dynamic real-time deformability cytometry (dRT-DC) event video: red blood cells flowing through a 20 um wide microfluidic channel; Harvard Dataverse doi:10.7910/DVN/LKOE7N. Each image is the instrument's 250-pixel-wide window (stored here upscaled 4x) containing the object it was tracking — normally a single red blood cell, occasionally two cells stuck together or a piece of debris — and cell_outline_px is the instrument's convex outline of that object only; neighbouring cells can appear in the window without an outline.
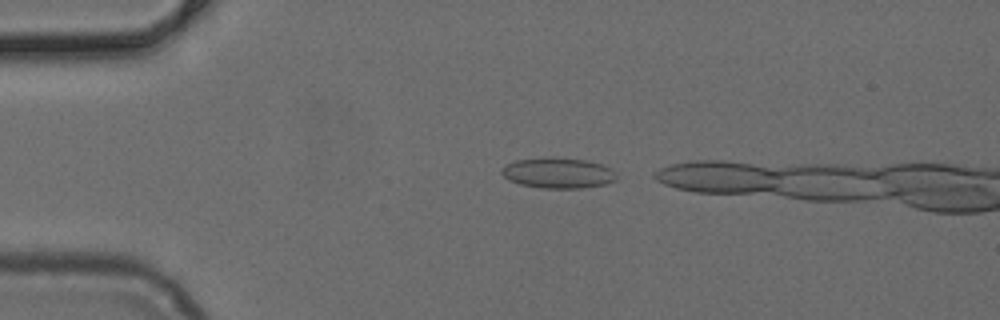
{"species": "common noctule bat (a hibernating species)", "species_latin": "Nyctalus noctula", "temperature_condition": "cold", "stored_images_in_passage": 9, "camera_frame_rate_fps": 3000, "um_per_image_px": 0.085, "animal": {"sex": "female", "body_mass_g": 24.6, "forearm_length_mm": 56.2}, "frame": {"image": 1, "passage_image": 2, "time_ms": 0.333, "image_size_px": [1000, 320], "cell_outline_px": [[616, 180], [604, 184], [580, 188], [544, 188], [520, 184], [508, 180], [500, 172], [500, 168], [516, 160], [544, 156], [556, 156], [588, 160], [604, 164], [612, 168], [616, 176]], "centroid_in_image_um": [47.43, 14.67], "position_along_channel_um": 37.6, "area_um2": 20.87}}
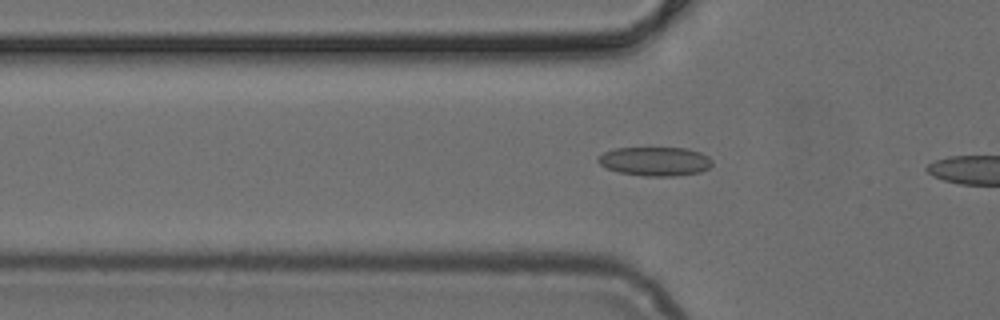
{"frame": {"image": 2, "passage_image": 7, "time_ms": 2.0, "image_size_px": [1000, 320], "cell_outline_px": [[712, 164], [708, 168], [700, 172], [672, 176], [644, 176], [620, 172], [608, 168], [600, 164], [596, 160], [604, 152], [616, 148], [688, 148], [700, 152], [708, 156], [712, 160]], "centroid_in_image_um": [55.7, 13.71], "position_along_channel_um": 70.1, "area_um2": 19.13}}